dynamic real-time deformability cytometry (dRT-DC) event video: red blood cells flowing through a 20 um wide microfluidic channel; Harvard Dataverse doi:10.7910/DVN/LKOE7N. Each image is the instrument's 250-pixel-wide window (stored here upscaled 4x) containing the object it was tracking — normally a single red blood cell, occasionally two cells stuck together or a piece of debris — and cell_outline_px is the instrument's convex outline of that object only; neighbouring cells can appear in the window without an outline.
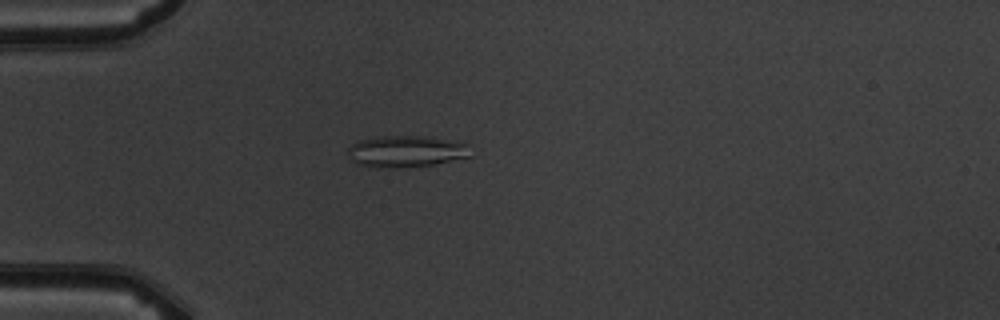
{"species": "common noctule bat (a hibernating species)", "species_latin": "Nyctalus noctula", "temperature_condition": "warm", "stored_images_in_passage": 5, "camera_frame_rate_fps": 3000, "um_per_image_px": 0.085, "animal": {"sex": "male", "body_mass_g": 19.5, "forearm_length_mm": 54.6}, "frame": {"image": 1, "passage_image": 5, "time_ms": 4.333, "image_size_px": [1000, 320], "cell_outline_px": [[472, 156], [432, 164], [408, 168], [372, 168], [356, 164], [352, 160], [348, 152], [348, 148], [356, 140], [376, 136], [428, 136], [468, 144]], "centroid_in_image_um": [34.47, 12.87], "position_along_channel_um": 50.5, "area_um2": 22.95}}